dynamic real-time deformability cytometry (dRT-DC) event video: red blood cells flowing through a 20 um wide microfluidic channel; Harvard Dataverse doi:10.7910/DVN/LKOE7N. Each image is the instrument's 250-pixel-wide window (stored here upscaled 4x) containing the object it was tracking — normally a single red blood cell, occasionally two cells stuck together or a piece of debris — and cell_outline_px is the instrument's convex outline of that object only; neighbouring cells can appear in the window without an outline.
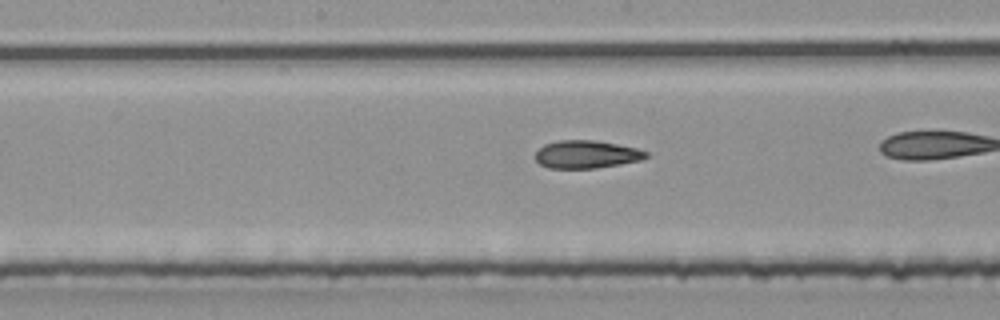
{"species": "common noctule bat (a hibernating species)", "species_latin": "Nyctalus noctula", "temperature_condition": "room temperature", "stored_images_in_passage": 31, "camera_frame_rate_fps": 3000, "um_per_image_px": 0.085, "animal": {"sex": "male", "body_mass_g": 20.4}, "frame": {"image": 1, "passage_image": 18, "time_ms": 5.667, "image_size_px": [1000, 320], "cell_outline_px": [[648, 156], [640, 160], [620, 164], [596, 168], [548, 168], [540, 164], [536, 160], [536, 152], [544, 144], [560, 140], [596, 140], [636, 148], [648, 152]], "centroid_in_image_um": [49.84, 13.12], "position_along_channel_um": 198.4, "area_um2": 17.86}}